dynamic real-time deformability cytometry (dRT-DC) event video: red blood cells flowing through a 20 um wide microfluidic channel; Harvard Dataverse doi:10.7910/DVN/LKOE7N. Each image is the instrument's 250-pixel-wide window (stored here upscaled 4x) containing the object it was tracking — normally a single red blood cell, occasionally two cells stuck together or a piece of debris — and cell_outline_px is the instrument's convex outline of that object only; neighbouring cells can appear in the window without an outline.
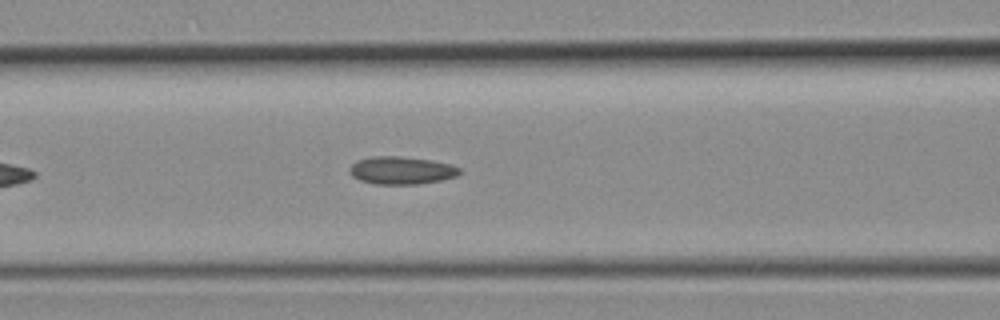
{"species": "common noctule bat (a hibernating species)", "species_latin": "Nyctalus noctula", "temperature_condition": "room temperature", "stored_images_in_passage": 26, "camera_frame_rate_fps": 3000, "um_per_image_px": 0.085, "animal": {"sex": "female", "body_mass_g": 19.3, "forearm_length_mm": 54.1}, "frame": {"image": 1, "passage_image": 8, "time_ms": 2.333, "image_size_px": [1000, 320], "cell_outline_px": [[460, 172], [456, 176], [440, 180], [416, 184], [376, 184], [360, 180], [352, 176], [348, 172], [348, 168], [356, 160], [376, 156], [400, 156], [428, 160], [452, 164], [460, 168]], "centroid_in_image_um": [34.08, 14.48], "position_along_channel_um": 132.5, "area_um2": 17.69}}
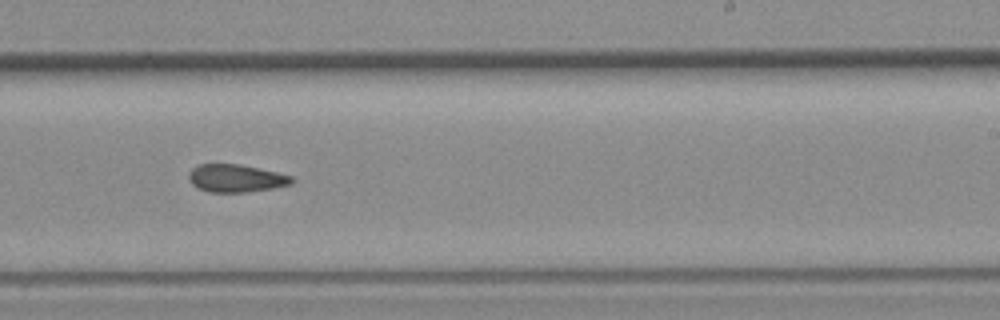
{"frame": {"image": 2, "passage_image": 16, "time_ms": 5.0, "image_size_px": [1000, 320], "cell_outline_px": [[296, 180], [292, 184], [272, 188], [244, 192], [208, 192], [196, 188], [188, 180], [188, 172], [196, 164], [240, 164], [276, 172], [292, 176]], "centroid_in_image_um": [20.02, 15.15], "position_along_channel_um": 269.0, "area_um2": 16.82}}
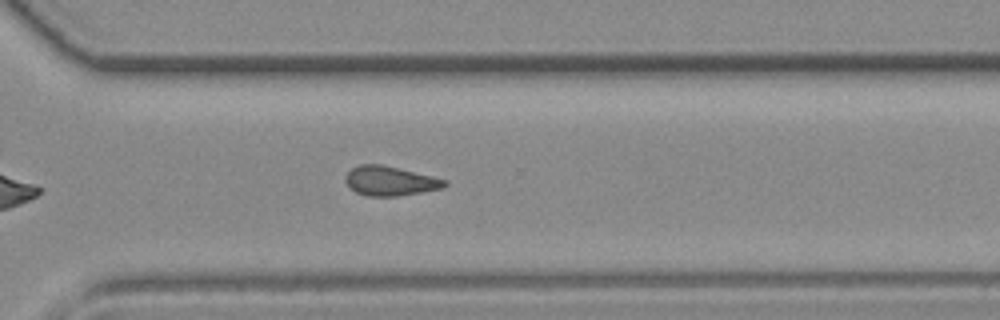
{"frame": {"image": 3, "passage_image": 20, "time_ms": 6.333, "image_size_px": [1000, 320], "cell_outline_px": [[448, 184], [444, 188], [400, 196], [368, 196], [356, 192], [348, 188], [344, 180], [344, 176], [352, 168], [360, 164], [380, 164], [432, 176], [448, 180]], "centroid_in_image_um": [33.14, 15.39], "position_along_channel_um": 337.5, "area_um2": 17.17}}